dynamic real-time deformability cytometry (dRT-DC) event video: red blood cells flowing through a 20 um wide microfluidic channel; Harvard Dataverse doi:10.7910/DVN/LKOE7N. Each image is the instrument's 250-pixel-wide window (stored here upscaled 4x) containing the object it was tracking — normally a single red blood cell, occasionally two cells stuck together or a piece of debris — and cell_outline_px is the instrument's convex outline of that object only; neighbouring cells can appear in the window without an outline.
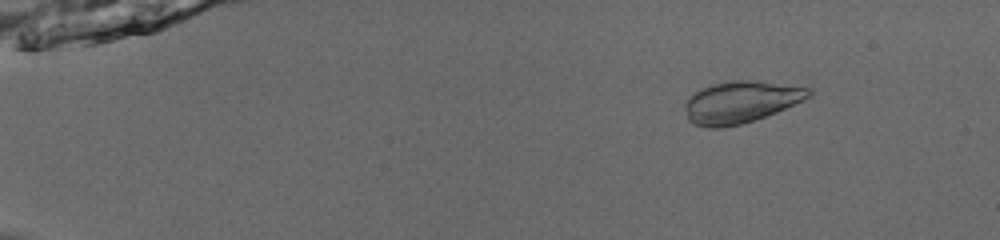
{"species": "common noctule bat (a hibernating species)", "species_latin": "Nyctalus noctula", "temperature_condition": "room temperature", "stored_images_in_passage": 49, "camera_frame_rate_fps": 3000, "um_per_image_px": 0.085, "animal": {"sex": "male", "body_mass_g": 13.0, "forearm_length_mm": 53.1}, "frame": {"image": 1, "passage_image": 3, "time_ms": 0.667, "image_size_px": [1000, 240], "cell_outline_px": [[812, 96], [804, 100], [776, 112], [740, 124], [720, 128], [708, 128], [692, 124], [688, 120], [684, 108], [684, 104], [688, 96], [712, 84], [732, 80], [756, 80], [812, 88]], "centroid_in_image_um": [62.96, 8.67], "position_along_channel_um": 22.0, "area_um2": 30.29}}
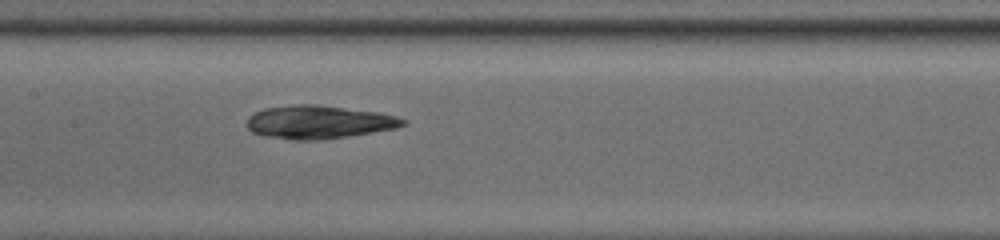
{"frame": {"image": 2, "passage_image": 24, "time_ms": 7.667, "image_size_px": [1000, 240], "cell_outline_px": [[408, 124], [396, 128], [348, 136], [320, 140], [292, 140], [268, 136], [252, 132], [248, 128], [248, 116], [264, 108], [296, 104], [316, 104], [380, 112], [396, 116], [408, 120]], "centroid_in_image_um": [27.14, 10.37], "position_along_channel_um": 180.3, "area_um2": 30.29}}
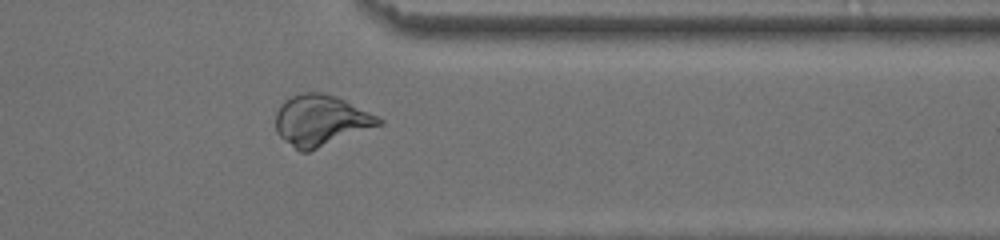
{"frame": {"image": 3, "passage_image": 40, "time_ms": 13.0, "image_size_px": [1000, 240], "cell_outline_px": [[384, 124], [308, 152], [300, 152], [280, 136], [276, 132], [276, 112], [280, 104], [284, 100], [292, 96], [304, 92], [324, 92], [336, 96], [384, 120]], "centroid_in_image_um": [27.26, 10.24], "position_along_channel_um": 384.1, "area_um2": 30.46}}